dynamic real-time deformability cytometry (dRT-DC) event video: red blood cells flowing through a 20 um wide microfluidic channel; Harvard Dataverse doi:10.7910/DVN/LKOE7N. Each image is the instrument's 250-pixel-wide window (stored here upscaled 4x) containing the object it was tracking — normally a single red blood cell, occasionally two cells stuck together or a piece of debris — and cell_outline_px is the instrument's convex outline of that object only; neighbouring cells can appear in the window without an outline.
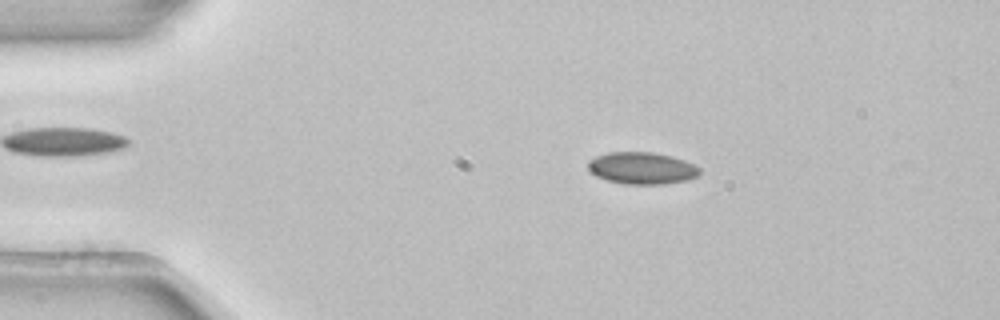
{"species": "common noctule bat (a hibernating species)", "species_latin": "Nyctalus noctula", "temperature_condition": "room temperature", "stored_images_in_passage": 53, "camera_frame_rate_fps": 3000, "um_per_image_px": 0.085, "animal": {"sex": "female", "body_mass_g": 22.7, "forearm_length_mm": 54.2}, "frame": {"image": 1, "passage_image": 10, "time_ms": 3.0, "image_size_px": [1000, 320], "cell_outline_px": [[700, 172], [696, 176], [688, 180], [664, 184], [624, 184], [608, 180], [596, 176], [588, 168], [588, 160], [596, 156], [608, 152], [652, 152], [672, 156], [696, 164], [700, 168]], "centroid_in_image_um": [54.58, 14.29], "position_along_channel_um": 30.4, "area_um2": 20.87}}
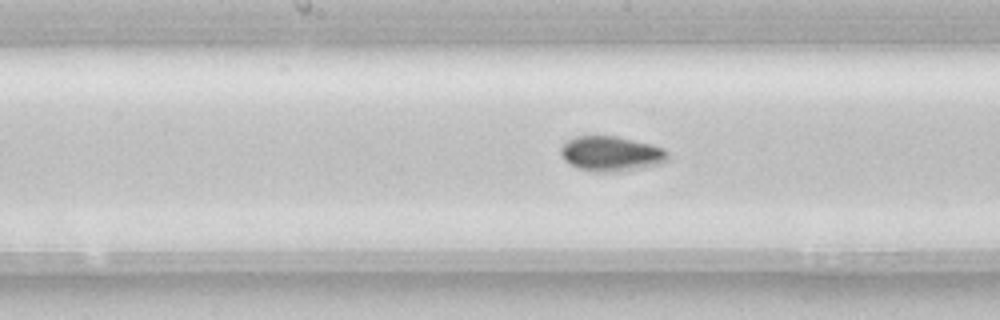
{"frame": {"image": 2, "passage_image": 27, "time_ms": 8.667, "image_size_px": [1000, 320], "cell_outline_px": [[668, 160], [660, 164], [640, 168], [616, 172], [596, 172], [580, 168], [564, 160], [560, 152], [560, 148], [568, 140], [576, 136], [616, 136], [652, 144], [664, 148], [668, 152]], "centroid_in_image_um": [51.98, 13.06], "position_along_channel_um": 196.2, "area_um2": 21.79}}
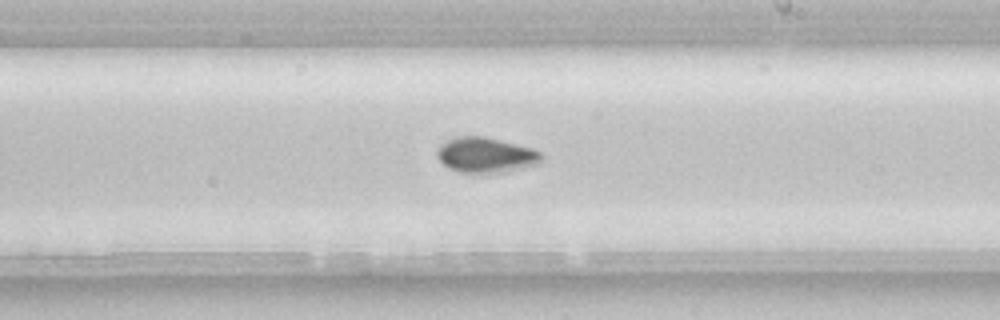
{"frame": {"image": 3, "passage_image": 31, "time_ms": 10.0, "image_size_px": [1000, 320], "cell_outline_px": [[544, 160], [540, 164], [500, 172], [460, 172], [448, 168], [436, 156], [436, 152], [448, 140], [456, 136], [484, 136], [532, 148], [540, 152], [544, 156]], "centroid_in_image_um": [41.33, 13.17], "position_along_channel_um": 247.7, "area_um2": 21.21}, "authors_computed_cell_mechanics": {"area_um2": 20.519, "velocity_mm_per_s": 3.8744, "shape_relaxation_time_tau1_ms": 3.3294, "shape_relaxation_time_tau2_ms": null, "deformation_change_tau1": 0.0546, "deformation_change_tau2": null}}